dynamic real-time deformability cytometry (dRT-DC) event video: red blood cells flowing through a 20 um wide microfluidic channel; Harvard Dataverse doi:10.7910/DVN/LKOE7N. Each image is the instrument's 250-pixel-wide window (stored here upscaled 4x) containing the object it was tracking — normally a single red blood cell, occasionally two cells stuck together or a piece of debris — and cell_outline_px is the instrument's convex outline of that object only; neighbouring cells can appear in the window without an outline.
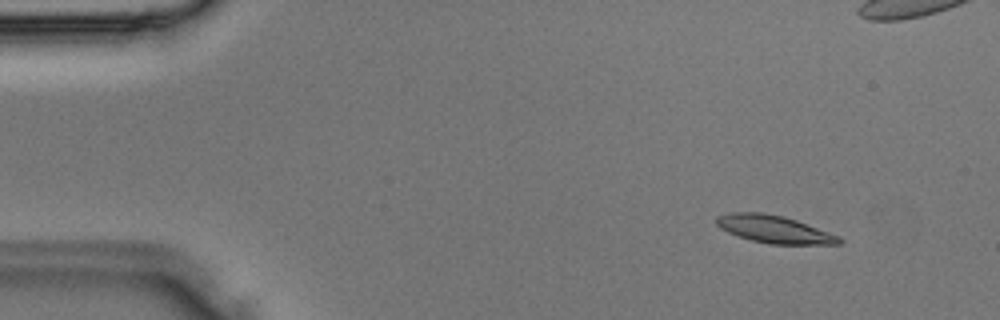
{"species": "Egyptian fruit bat (a non-hibernating species)", "species_latin": "Rousettus aegyptiacus", "temperature_condition": "room temperature", "stored_images_in_passage": 34, "camera_frame_rate_fps": 3000, "um_per_image_px": 0.085, "animal": {"sex": "male"}, "frame": {"image": 1, "passage_image": 1, "time_ms": 0.0, "image_size_px": [1000, 320], "cell_outline_px": [[844, 240], [840, 244], [772, 244], [752, 240], [728, 232], [720, 228], [716, 224], [716, 216], [728, 212], [764, 212], [784, 216], [796, 220], [840, 236]], "centroid_in_image_um": [65.81, 19.47], "position_along_channel_um": 19.2, "area_um2": 19.71}}
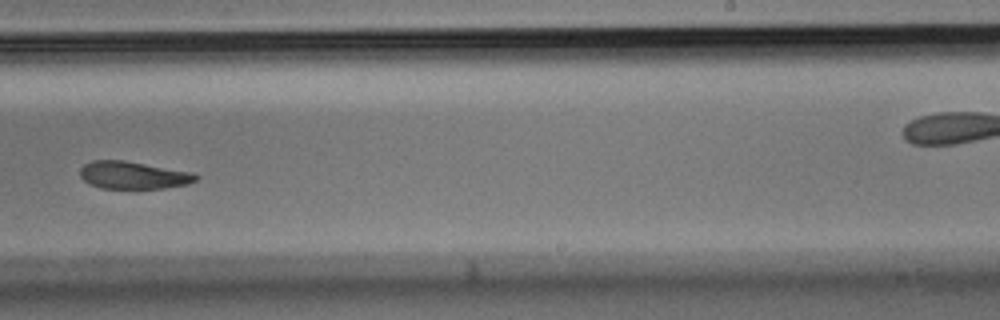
{"frame": {"image": 2, "passage_image": 20, "time_ms": 6.333, "image_size_px": [1000, 320], "cell_outline_px": [[200, 176], [196, 180], [188, 184], [164, 188], [100, 188], [84, 180], [80, 176], [80, 168], [84, 164], [92, 160], [124, 160], [196, 172]], "centroid_in_image_um": [11.37, 14.88], "position_along_channel_um": 277.6, "area_um2": 18.73}}
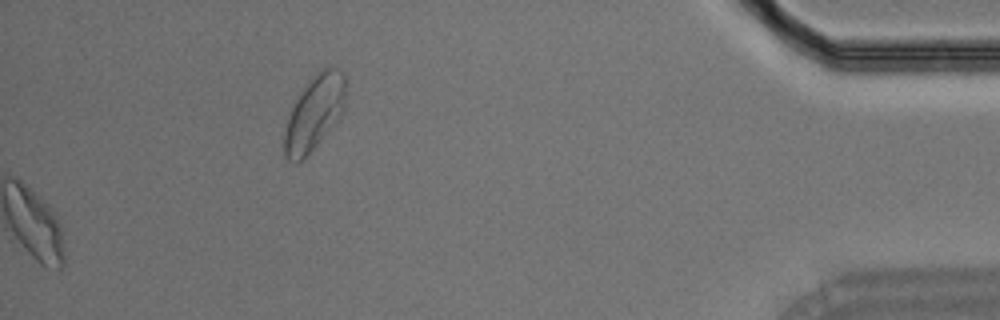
{"frame": {"image": 3, "passage_image": 34, "time_ms": 11.0, "image_size_px": [1000, 320], "cell_outline_px": [[348, 84], [344, 112], [336, 124], [296, 164], [288, 160], [284, 156], [284, 132], [296, 96], [316, 72], [324, 68], [332, 68], [344, 72]], "centroid_in_image_um": [26.77, 9.55], "position_along_channel_um": 408.4, "area_um2": 26.88}}